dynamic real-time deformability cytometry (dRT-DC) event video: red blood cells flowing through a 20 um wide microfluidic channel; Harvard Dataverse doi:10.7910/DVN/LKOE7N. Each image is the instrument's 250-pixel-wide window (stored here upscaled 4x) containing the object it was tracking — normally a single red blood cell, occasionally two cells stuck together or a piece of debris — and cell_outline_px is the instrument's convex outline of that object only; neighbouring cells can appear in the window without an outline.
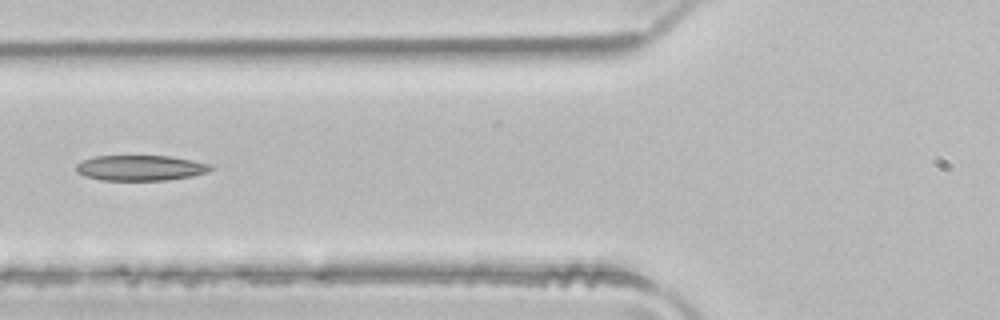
{"species": "common noctule bat (a hibernating species)", "species_latin": "Nyctalus noctula", "temperature_condition": "room temperature", "stored_images_in_passage": 5, "camera_frame_rate_fps": 3000, "um_per_image_px": 0.085, "animal": {"sex": "male", "body_mass_g": 21.5, "forearm_length_mm": 52.0}, "frame": {"image": 1, "passage_image": 4, "time_ms": 1.0, "image_size_px": [1000, 320], "cell_outline_px": [[216, 168], [208, 172], [192, 176], [168, 180], [100, 180], [84, 176], [76, 172], [76, 164], [84, 160], [96, 156], [168, 156], [192, 160], [212, 164]], "centroid_in_image_um": [11.97, 14.28], "position_along_channel_um": 113.8, "area_um2": 20.06}}
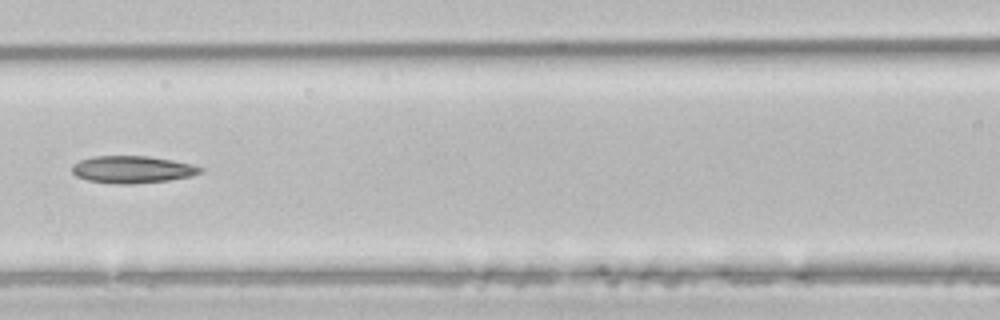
{"frame": {"image": 2, "passage_image": 5, "time_ms": 1.333, "image_size_px": [1000, 320], "cell_outline_px": [[204, 172], [192, 176], [168, 180], [132, 184], [120, 184], [88, 180], [76, 176], [72, 172], [72, 164], [80, 160], [92, 156], [148, 156], [172, 160], [192, 164], [204, 168]], "centroid_in_image_um": [11.27, 14.4], "position_along_channel_um": 155.3, "area_um2": 20.4}}